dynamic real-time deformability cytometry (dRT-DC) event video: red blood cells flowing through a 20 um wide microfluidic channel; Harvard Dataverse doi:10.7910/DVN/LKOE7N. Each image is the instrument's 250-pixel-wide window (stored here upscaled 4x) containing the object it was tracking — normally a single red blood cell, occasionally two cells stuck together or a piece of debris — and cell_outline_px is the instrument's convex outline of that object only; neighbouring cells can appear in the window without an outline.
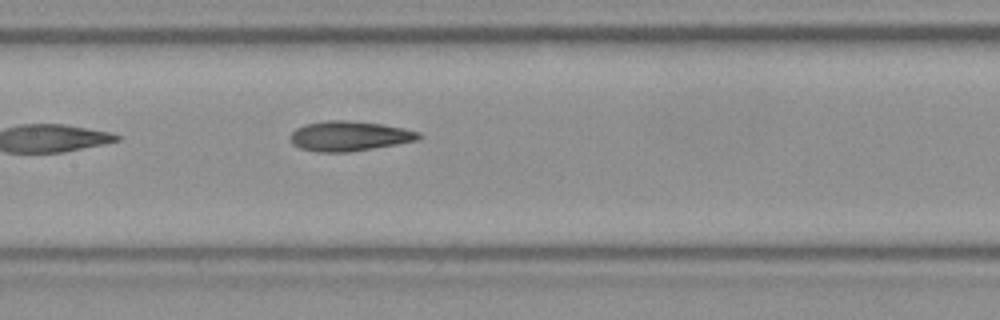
{"species": "Egyptian fruit bat (a non-hibernating species)", "species_latin": "Rousettus aegyptiacus", "temperature_condition": "room temperature", "stored_images_in_passage": 7, "segment_of_instrument_passage": [1, 2], "camera_frame_rate_fps": 3000, "um_per_image_px": 0.085, "frame": {"image": 1, "passage_image": 6, "time_ms": 1.667, "image_size_px": [1000, 320], "cell_outline_px": [[424, 136], [420, 140], [348, 152], [316, 152], [300, 148], [292, 144], [288, 136], [296, 128], [304, 124], [324, 120], [344, 120], [380, 124], [404, 128], [420, 132]], "centroid_in_image_um": [29.67, 11.56], "position_along_channel_um": 177.7, "area_um2": 22.54}}